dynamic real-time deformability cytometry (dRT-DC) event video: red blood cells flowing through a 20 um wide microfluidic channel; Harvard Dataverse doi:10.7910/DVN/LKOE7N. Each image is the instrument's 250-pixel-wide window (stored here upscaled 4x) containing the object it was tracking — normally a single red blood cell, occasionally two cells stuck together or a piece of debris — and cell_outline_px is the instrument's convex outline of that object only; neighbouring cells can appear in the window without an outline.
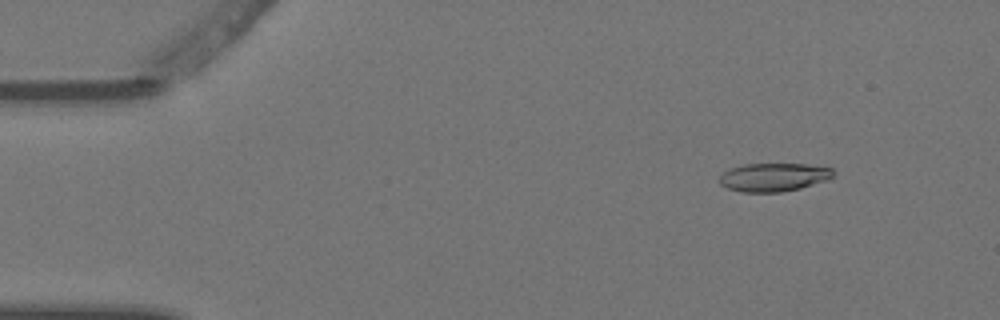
{"species": "Egyptian fruit bat (a non-hibernating species)", "species_latin": "Rousettus aegyptiacus", "temperature_condition": "warm", "stored_images_in_passage": 9, "camera_frame_rate_fps": 3000, "um_per_image_px": 0.085, "animal": {"sex": "female"}, "frame": {"image": 1, "passage_image": 2, "time_ms": 0.333, "image_size_px": [1000, 320], "cell_outline_px": [[836, 172], [828, 180], [800, 188], [780, 192], [740, 192], [728, 188], [720, 184], [720, 176], [724, 172], [732, 168], [744, 164], [808, 164], [832, 168]], "centroid_in_image_um": [65.79, 15.06], "position_along_channel_um": 19.2, "area_um2": 18.79}}
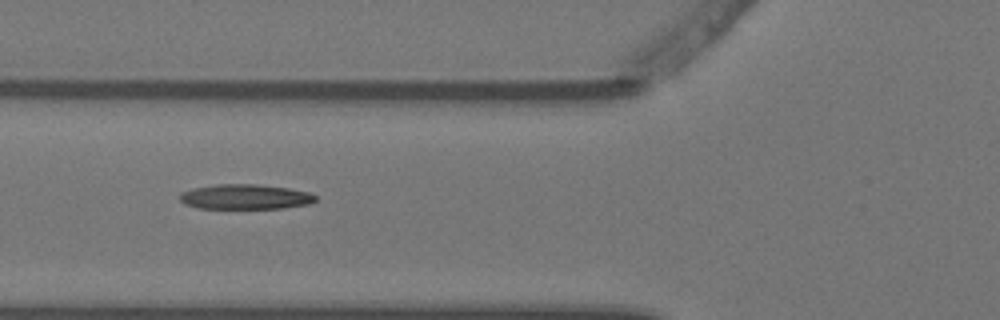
{"frame": {"image": 2, "passage_image": 6, "time_ms": 1.667, "image_size_px": [1000, 320], "cell_outline_px": [[316, 200], [308, 204], [284, 208], [196, 208], [184, 204], [180, 200], [180, 192], [192, 188], [216, 184], [256, 184], [288, 188], [308, 192], [316, 196]], "centroid_in_image_um": [20.8, 16.72], "position_along_channel_um": 105.0, "area_um2": 19.77}}
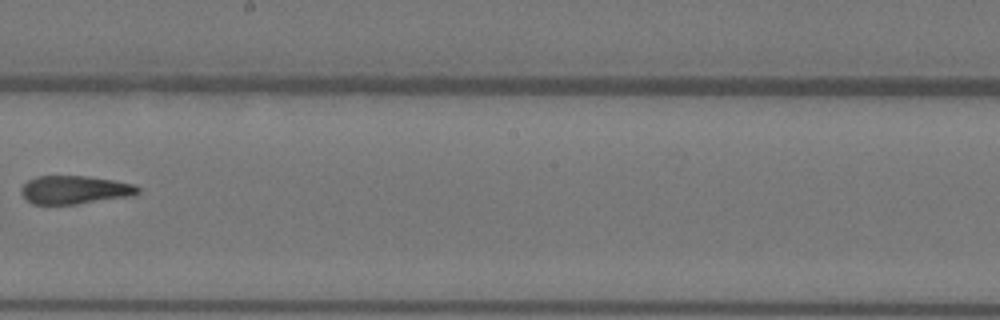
{"frame": {"image": 3, "passage_image": 9, "time_ms": 2.667, "image_size_px": [1000, 320], "cell_outline_px": [[140, 192], [136, 196], [76, 204], [32, 204], [20, 192], [20, 188], [28, 180], [36, 176], [88, 176], [136, 184], [140, 188]], "centroid_in_image_um": [6.41, 16.14], "position_along_channel_um": 241.8, "area_um2": 19.48}}